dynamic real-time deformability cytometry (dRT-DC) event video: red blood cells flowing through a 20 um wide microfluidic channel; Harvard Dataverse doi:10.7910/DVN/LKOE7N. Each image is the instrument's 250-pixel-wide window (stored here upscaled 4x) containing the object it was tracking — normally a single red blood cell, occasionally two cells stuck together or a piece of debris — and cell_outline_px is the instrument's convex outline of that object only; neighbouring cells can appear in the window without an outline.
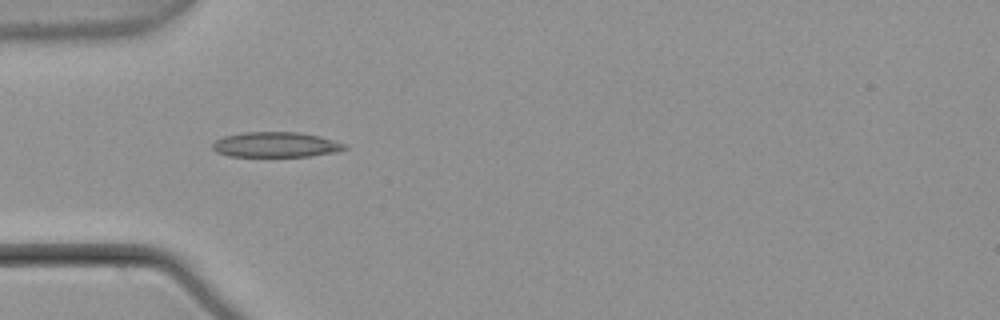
{"species": "common noctule bat (a hibernating species)", "species_latin": "Nyctalus noctula", "temperature_condition": "warm", "stored_images_in_passage": 38, "camera_frame_rate_fps": 3000, "um_per_image_px": 0.085, "animal": {"sex": "male", "body_mass_g": 21.5, "forearm_length_mm": 52.0}, "frame": {"image": 1, "passage_image": 1, "time_ms": 0.0, "image_size_px": [1000, 320], "cell_outline_px": [[348, 148], [336, 152], [308, 156], [228, 156], [216, 152], [212, 148], [212, 144], [216, 140], [224, 136], [244, 132], [300, 132], [320, 136], [348, 144]], "centroid_in_image_um": [23.47, 12.29], "position_along_channel_um": 61.5, "area_um2": 19.48}}
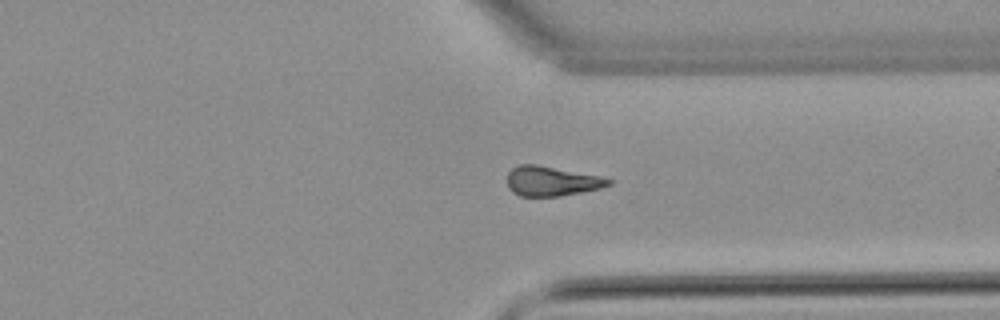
{"frame": {"image": 2, "passage_image": 25, "time_ms": 8.0, "image_size_px": [1000, 320], "cell_outline_px": [[612, 184], [600, 188], [560, 196], [520, 196], [512, 192], [508, 188], [508, 172], [512, 168], [520, 164], [536, 164], [600, 176], [612, 180]], "centroid_in_image_um": [46.86, 15.39], "position_along_channel_um": 364.5, "area_um2": 17.46}}
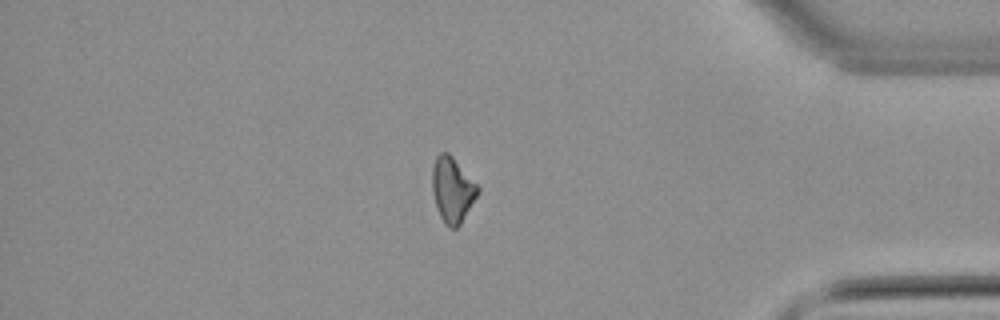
{"frame": {"image": 3, "passage_image": 30, "time_ms": 9.667, "image_size_px": [1000, 320], "cell_outline_px": [[480, 192], [460, 224], [456, 228], [448, 228], [444, 224], [440, 216], [432, 192], [432, 168], [436, 156], [440, 152], [448, 152], [480, 184]], "centroid_in_image_um": [38.48, 16.11], "position_along_channel_um": 396.7, "area_um2": 17.69}}